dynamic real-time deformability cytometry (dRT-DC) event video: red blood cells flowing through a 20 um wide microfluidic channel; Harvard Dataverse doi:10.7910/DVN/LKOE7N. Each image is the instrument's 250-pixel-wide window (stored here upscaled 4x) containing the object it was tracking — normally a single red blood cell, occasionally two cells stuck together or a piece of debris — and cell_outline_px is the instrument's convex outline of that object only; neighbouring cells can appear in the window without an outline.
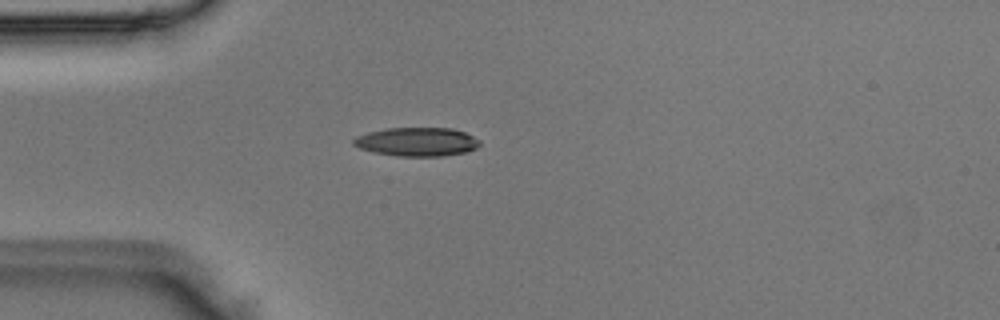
{"species": "Egyptian fruit bat (a non-hibernating species)", "species_latin": "Rousettus aegyptiacus", "temperature_condition": "room temperature", "stored_images_in_passage": 1, "camera_frame_rate_fps": 3000, "um_per_image_px": 0.085, "animal": {"sex": "male"}, "frame": {"image": 1, "passage_image": 1, "time_ms": 0.0, "image_size_px": [1000, 320], "cell_outline_px": [[480, 144], [476, 148], [468, 152], [444, 156], [396, 156], [372, 152], [360, 148], [352, 144], [352, 140], [356, 136], [368, 132], [388, 128], [452, 128], [464, 132], [480, 140]], "centroid_in_image_um": [35.43, 12.06], "position_along_channel_um": 49.6, "area_um2": 21.27}}